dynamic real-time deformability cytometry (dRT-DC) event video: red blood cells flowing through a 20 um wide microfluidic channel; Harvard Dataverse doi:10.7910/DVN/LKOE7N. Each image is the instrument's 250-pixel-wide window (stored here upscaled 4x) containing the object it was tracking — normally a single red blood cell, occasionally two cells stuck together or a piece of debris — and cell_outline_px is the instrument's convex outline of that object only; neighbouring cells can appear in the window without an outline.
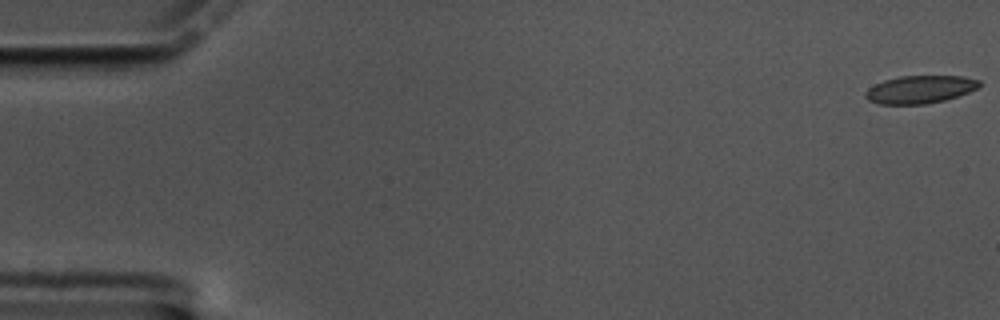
{"species": "common noctule bat (a hibernating species)", "species_latin": "Nyctalus noctula", "temperature_condition": "cold", "stored_images_in_passage": 60, "camera_frame_rate_fps": 3000, "um_per_image_px": 0.085, "animal": {"sex": "male", "body_mass_g": 17.5, "forearm_length_mm": 52.3}, "frame": {"image": 1, "passage_image": 1, "time_ms": 0.0, "image_size_px": [1000, 320], "cell_outline_px": [[980, 84], [976, 88], [968, 92], [944, 100], [924, 104], [880, 104], [868, 100], [864, 96], [864, 92], [868, 88], [884, 80], [900, 76], [964, 76], [980, 80]], "centroid_in_image_um": [78.17, 7.6], "position_along_channel_um": 6.8, "area_um2": 18.32}}
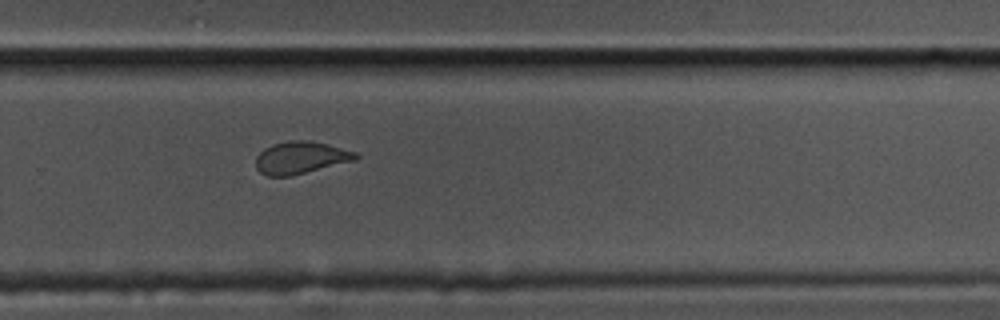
{"frame": {"image": 2, "passage_image": 40, "time_ms": 13.0, "image_size_px": [1000, 320], "cell_outline_px": [[360, 156], [356, 160], [292, 176], [268, 176], [260, 172], [256, 168], [256, 156], [264, 148], [272, 144], [288, 140], [304, 140], [328, 144], [356, 152]], "centroid_in_image_um": [25.55, 13.4], "position_along_channel_um": 304.2, "area_um2": 18.9}}
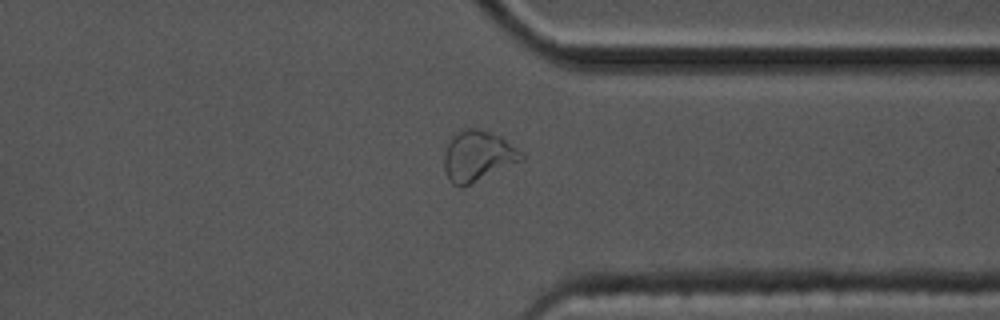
{"frame": {"image": 3, "passage_image": 46, "time_ms": 15.0, "image_size_px": [1000, 320], "cell_outline_px": [[524, 160], [468, 184], [452, 184], [444, 168], [444, 152], [452, 132], [464, 128], [476, 128], [500, 136], [524, 152]], "centroid_in_image_um": [40.61, 13.2], "position_along_channel_um": 370.8, "area_um2": 22.6}, "authors_computed_cell_mechanics": {"area_um2": 19.2474, "velocity_mm_per_s": 3.3961, "shape_relaxation_time_tau1_ms": 9.5454, "shape_relaxation_time_tau2_ms": 1.0275, "deformation_change_tau1": 0.2062, "deformation_change_tau2": 0.0744}}